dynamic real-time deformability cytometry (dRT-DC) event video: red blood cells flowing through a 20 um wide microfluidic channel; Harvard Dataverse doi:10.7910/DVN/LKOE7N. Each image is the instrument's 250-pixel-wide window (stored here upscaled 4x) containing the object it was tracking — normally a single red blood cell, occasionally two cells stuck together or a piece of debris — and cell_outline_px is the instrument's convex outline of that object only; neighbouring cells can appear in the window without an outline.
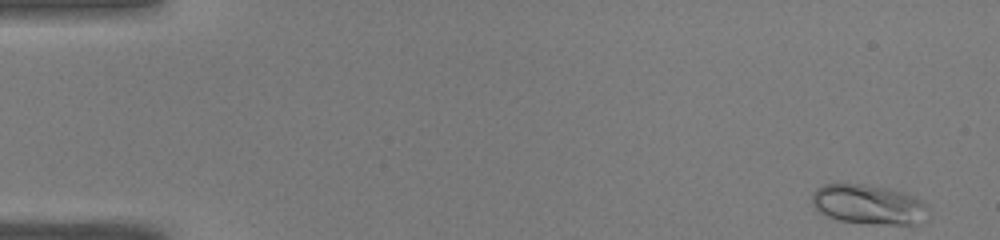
{"species": "common noctule bat (a hibernating species)", "species_latin": "Nyctalus noctula", "temperature_condition": "warm", "stored_images_in_passage": 48, "camera_frame_rate_fps": 3000, "um_per_image_px": 0.085, "animal": {"sex": "male", "body_mass_g": 19.0, "forearm_length_mm": 50.8}, "frame": {"image": 1, "passage_image": 1, "time_ms": 0.0, "image_size_px": [1000, 240], "cell_outline_px": [[928, 220], [920, 224], [888, 224], [840, 220], [828, 216], [820, 212], [812, 204], [812, 192], [816, 188], [824, 184], [864, 184], [888, 188], [904, 192], [920, 200], [928, 208]], "centroid_in_image_um": [73.86, 17.37], "position_along_channel_um": 11.1, "area_um2": 26.82}}
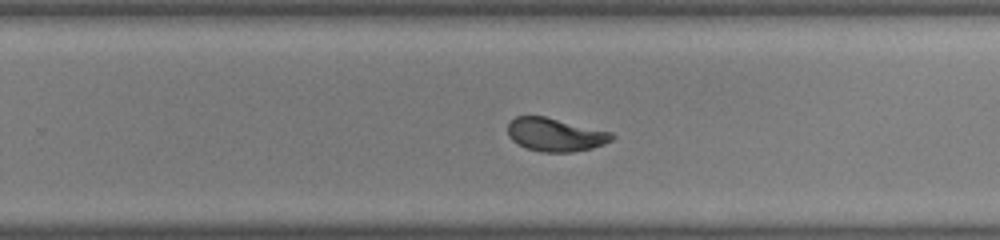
{"frame": {"image": 2, "passage_image": 31, "time_ms": 10.0, "image_size_px": [1000, 240], "cell_outline_px": [[616, 136], [612, 140], [604, 144], [592, 148], [572, 152], [540, 152], [528, 148], [512, 140], [508, 136], [508, 124], [516, 116], [544, 116], [612, 132]], "centroid_in_image_um": [47.22, 11.45], "position_along_channel_um": 282.6, "area_um2": 20.11}}
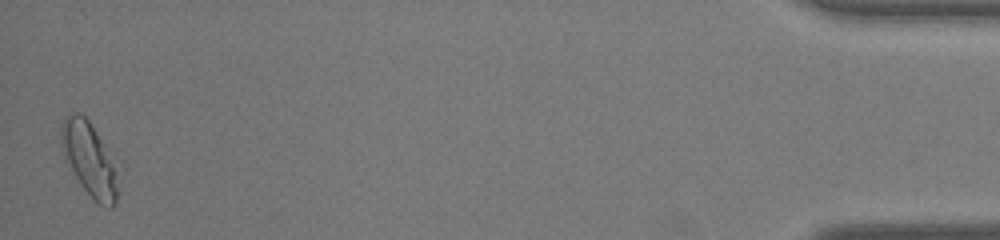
{"frame": {"image": 3, "passage_image": 48, "time_ms": 15.667, "image_size_px": [1000, 240], "cell_outline_px": [[124, 172], [116, 204], [112, 208], [104, 208], [92, 200], [80, 184], [64, 160], [60, 148], [60, 124], [68, 112], [80, 112], [88, 120]], "centroid_in_image_um": [7.67, 13.6], "position_along_channel_um": 427.5, "area_um2": 26.3}, "authors_computed_cell_mechanics": {"area_um2": 20.6346, "velocity_mm_per_s": 4.0652, "shape_relaxation_time_tau1_ms": 4.0071, "shape_relaxation_time_tau2_ms": 0.5875, "deformation_change_tau1": 0.1623, "deformation_change_tau2": 0.0511}}